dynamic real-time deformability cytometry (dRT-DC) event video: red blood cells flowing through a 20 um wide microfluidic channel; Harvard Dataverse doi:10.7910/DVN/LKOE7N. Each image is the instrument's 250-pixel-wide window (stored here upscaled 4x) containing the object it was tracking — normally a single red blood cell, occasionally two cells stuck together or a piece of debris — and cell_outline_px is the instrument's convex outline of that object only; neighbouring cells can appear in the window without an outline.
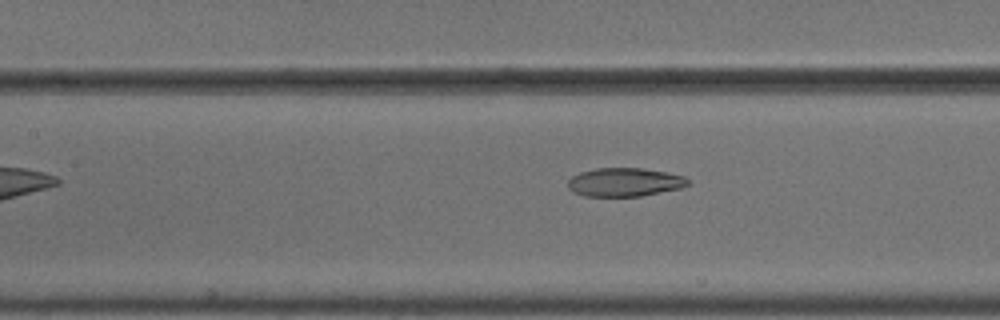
{"species": "common noctule bat (a hibernating species)", "species_latin": "Nyctalus noctula", "temperature_condition": "cold", "stored_images_in_passage": 38, "camera_frame_rate_fps": 3000, "um_per_image_px": 0.085, "animal": {"sex": "male", "body_mass_g": 18.8}, "frame": {"image": 1, "passage_image": 9, "time_ms": 2.667, "image_size_px": [1000, 320], "cell_outline_px": [[688, 184], [680, 188], [640, 196], [584, 196], [572, 192], [568, 188], [568, 180], [572, 176], [580, 172], [596, 168], [644, 168], [684, 176], [688, 180]], "centroid_in_image_um": [53.04, 15.48], "position_along_channel_um": 154.4, "area_um2": 19.88}}
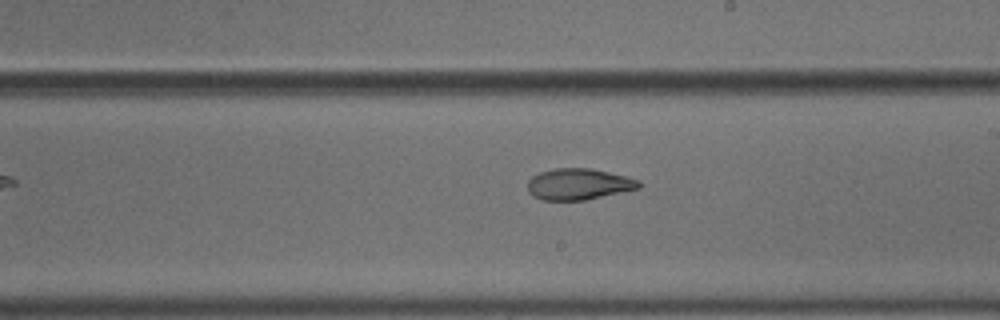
{"frame": {"image": 2, "passage_image": 16, "time_ms": 5.0, "image_size_px": [1000, 320], "cell_outline_px": [[640, 188], [584, 200], [544, 200], [532, 196], [528, 192], [528, 180], [532, 176], [540, 172], [556, 168], [588, 168], [608, 172], [640, 180]], "centroid_in_image_um": [49.15, 15.65], "position_along_channel_um": 239.8, "area_um2": 20.11}}
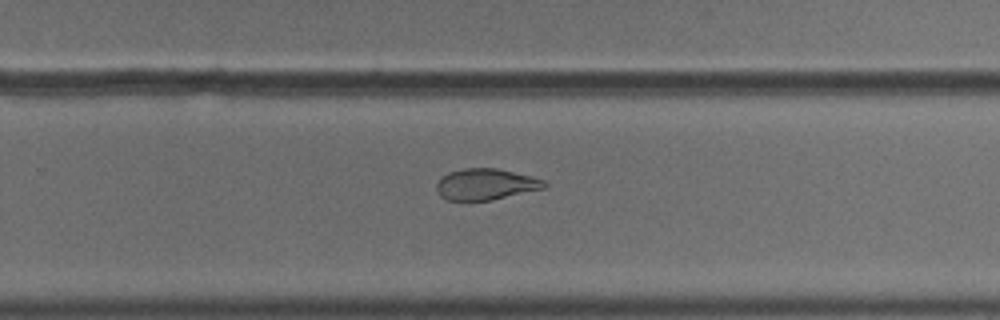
{"frame": {"image": 3, "passage_image": 20, "time_ms": 6.333, "image_size_px": [1000, 320], "cell_outline_px": [[548, 184], [544, 188], [492, 200], [468, 204], [448, 200], [440, 196], [436, 192], [436, 184], [440, 176], [448, 172], [464, 168], [496, 168], [544, 180]], "centroid_in_image_um": [41.18, 15.71], "position_along_channel_um": 288.6, "area_um2": 20.17}, "authors_computed_cell_mechanics": {"area_um2": 21.1259, "velocity_mm_per_s": 3.6707, "shape_relaxation_time_tau1_ms": null, "shape_relaxation_time_tau2_ms": 3.3362, "deformation_change_tau1": null, "deformation_change_tau2": 0.1001}}